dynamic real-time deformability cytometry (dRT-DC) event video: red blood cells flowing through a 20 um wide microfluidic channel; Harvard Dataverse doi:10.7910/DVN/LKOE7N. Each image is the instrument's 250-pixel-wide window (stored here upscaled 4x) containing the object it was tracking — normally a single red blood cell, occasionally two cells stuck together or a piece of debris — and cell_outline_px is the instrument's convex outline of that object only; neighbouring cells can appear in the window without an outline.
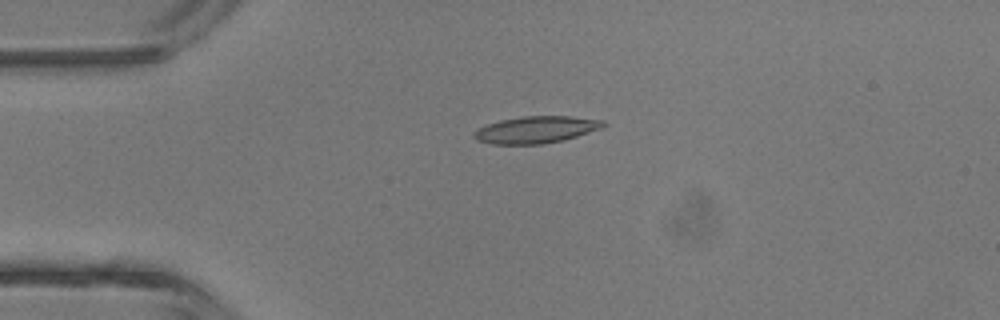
{"species": "common noctule bat (a hibernating species)", "species_latin": "Nyctalus noctula", "temperature_condition": "room temperature", "stored_images_in_passage": 3, "camera_frame_rate_fps": 3000, "um_per_image_px": 0.085, "animal": {"sex": "male", "body_mass_g": 13.3}, "frame": {"image": 1, "passage_image": 3, "time_ms": 2.333, "image_size_px": [1000, 320], "cell_outline_px": [[608, 124], [600, 128], [564, 140], [544, 144], [492, 144], [476, 140], [472, 136], [472, 132], [488, 124], [500, 120], [524, 116], [568, 116], [604, 120]], "centroid_in_image_um": [45.55, 11.02], "position_along_channel_um": 39.5, "area_um2": 20.23}}